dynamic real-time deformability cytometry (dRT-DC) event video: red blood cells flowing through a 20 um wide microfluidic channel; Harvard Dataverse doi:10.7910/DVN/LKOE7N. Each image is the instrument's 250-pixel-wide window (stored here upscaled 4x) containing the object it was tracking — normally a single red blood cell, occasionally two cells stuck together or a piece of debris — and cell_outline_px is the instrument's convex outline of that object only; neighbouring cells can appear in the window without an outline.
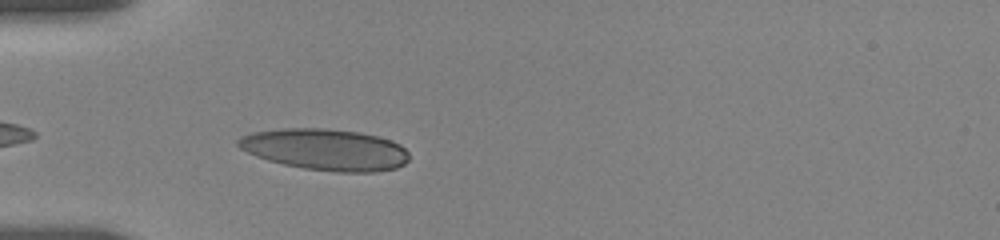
{"species": "human", "species_latin": "Homo sapiens", "temperature_condition": "room temperature", "stored_images_in_passage": 5, "camera_frame_rate_fps": 3000, "um_per_image_px": 0.085, "donor": {"sex": "female"}, "frame": {"image": 1, "passage_image": 5, "time_ms": 4.667, "image_size_px": [1000, 240], "cell_outline_px": [[408, 160], [404, 164], [396, 168], [376, 172], [336, 172], [304, 168], [284, 164], [268, 160], [256, 156], [240, 148], [236, 144], [236, 140], [240, 136], [252, 132], [284, 128], [324, 128], [360, 132], [392, 140], [400, 144], [408, 152]], "centroid_in_image_um": [27.65, 12.71], "position_along_channel_um": 57.3, "area_um2": 41.38}}